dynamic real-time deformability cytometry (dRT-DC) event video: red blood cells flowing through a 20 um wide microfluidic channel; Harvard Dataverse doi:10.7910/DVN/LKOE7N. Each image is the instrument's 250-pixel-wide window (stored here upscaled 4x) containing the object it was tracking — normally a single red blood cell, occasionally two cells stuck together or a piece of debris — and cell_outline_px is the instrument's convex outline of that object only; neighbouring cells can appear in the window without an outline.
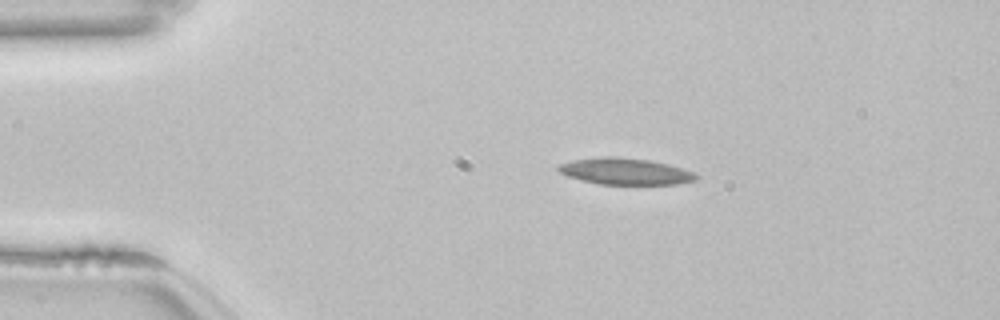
{"species": "common noctule bat (a hibernating species)", "species_latin": "Nyctalus noctula", "temperature_condition": "room temperature", "stored_images_in_passage": 45, "camera_frame_rate_fps": 3000, "um_per_image_px": 0.085, "animal": {"sex": "female", "body_mass_g": 22.7, "forearm_length_mm": 54.2}, "frame": {"image": 1, "passage_image": 1, "time_ms": 0.0, "image_size_px": [1000, 320], "cell_outline_px": [[700, 176], [696, 180], [680, 184], [600, 184], [580, 180], [568, 176], [560, 172], [556, 168], [556, 164], [572, 160], [600, 156], [616, 156], [652, 160], [668, 164], [696, 172]], "centroid_in_image_um": [53.16, 14.55], "position_along_channel_um": 31.8, "area_um2": 21.68}}
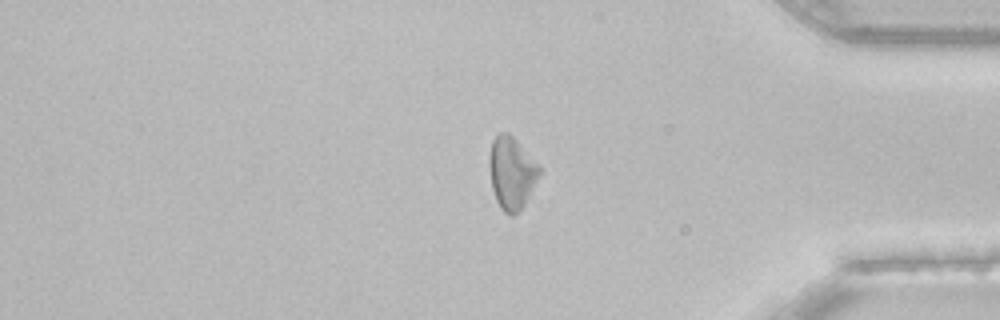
{"frame": {"image": 2, "passage_image": 35, "time_ms": 11.333, "image_size_px": [1000, 320], "cell_outline_px": [[540, 172], [520, 212], [512, 216], [504, 212], [500, 208], [496, 200], [492, 188], [488, 168], [488, 160], [492, 140], [500, 132], [508, 132], [540, 164]], "centroid_in_image_um": [43.46, 14.69], "position_along_channel_um": 391.7, "area_um2": 21.15}}
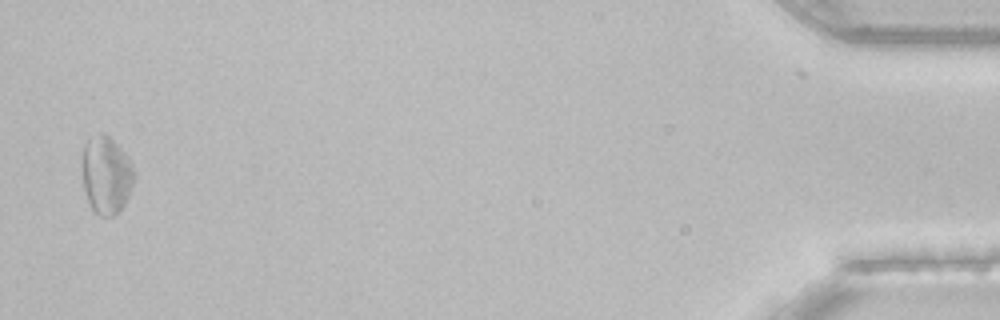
{"frame": {"image": 3, "passage_image": 43, "time_ms": 14.0, "image_size_px": [1000, 320], "cell_outline_px": [[136, 176], [128, 196], [124, 204], [116, 216], [100, 216], [92, 212], [88, 204], [84, 188], [80, 160], [84, 144], [88, 140], [100, 132], [104, 132], [124, 152], [136, 172]], "centroid_in_image_um": [9.0, 14.9], "position_along_channel_um": 426.2, "area_um2": 24.04}}